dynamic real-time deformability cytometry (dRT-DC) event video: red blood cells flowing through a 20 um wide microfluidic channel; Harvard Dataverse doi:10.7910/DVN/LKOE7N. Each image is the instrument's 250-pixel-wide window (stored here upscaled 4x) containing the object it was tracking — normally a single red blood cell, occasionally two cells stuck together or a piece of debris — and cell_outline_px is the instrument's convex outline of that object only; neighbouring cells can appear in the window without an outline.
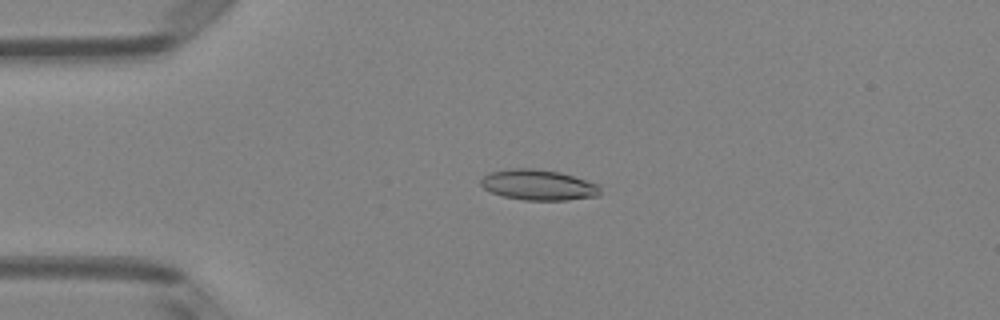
{"species": "Egyptian fruit bat (a non-hibernating species)", "species_latin": "Rousettus aegyptiacus", "temperature_condition": "room temperature", "stored_images_in_passage": 43, "camera_frame_rate_fps": 3000, "um_per_image_px": 0.085, "animal": {"sex": "female"}, "frame": {"image": 1, "passage_image": 4, "time_ms": 1.0, "image_size_px": [1000, 320], "cell_outline_px": [[600, 196], [568, 200], [524, 200], [504, 196], [492, 192], [484, 188], [480, 184], [480, 180], [484, 176], [492, 172], [512, 168], [532, 168], [560, 172], [600, 184]], "centroid_in_image_um": [45.81, 15.72], "position_along_channel_um": 39.2, "area_um2": 21.27}}
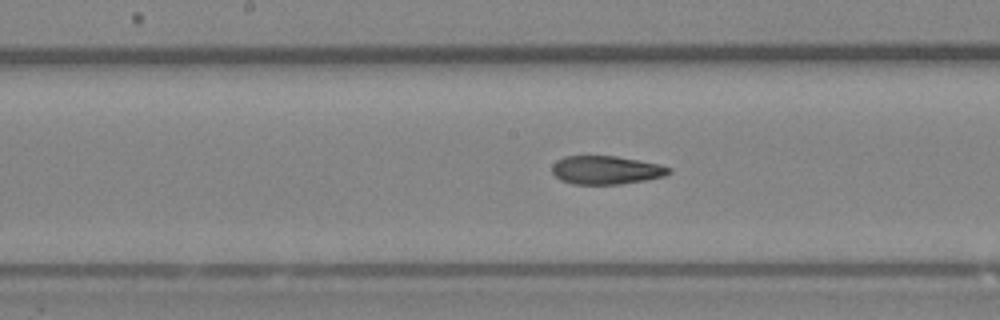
{"frame": {"image": 2, "passage_image": 18, "time_ms": 5.667, "image_size_px": [1000, 320], "cell_outline_px": [[672, 172], [664, 176], [644, 180], [620, 184], [572, 184], [560, 180], [552, 172], [552, 164], [556, 160], [564, 156], [616, 156], [660, 164], [672, 168]], "centroid_in_image_um": [51.51, 14.45], "position_along_channel_um": 196.7, "area_um2": 19.42}}
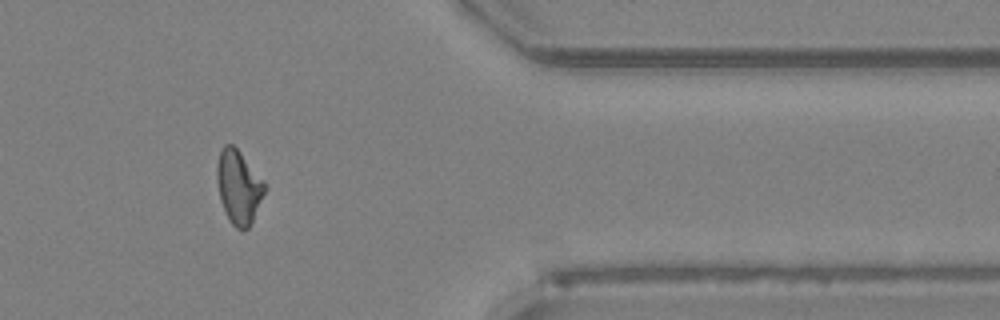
{"frame": {"image": 3, "passage_image": 34, "time_ms": 11.0, "image_size_px": [1000, 320], "cell_outline_px": [[268, 188], [248, 228], [236, 228], [232, 224], [220, 200], [216, 180], [216, 164], [220, 152], [224, 144], [232, 144], [240, 152], [264, 180]], "centroid_in_image_um": [20.29, 15.85], "position_along_channel_um": 391.1, "area_um2": 20.4}, "authors_computed_cell_mechanics": {"area_um2": 20.23, "velocity_mm_per_s": 4.0305, "shape_relaxation_time_tau1_ms": null, "shape_relaxation_time_tau2_ms": 2.6135, "deformation_change_tau1": null, "deformation_change_tau2": 0.0958}}